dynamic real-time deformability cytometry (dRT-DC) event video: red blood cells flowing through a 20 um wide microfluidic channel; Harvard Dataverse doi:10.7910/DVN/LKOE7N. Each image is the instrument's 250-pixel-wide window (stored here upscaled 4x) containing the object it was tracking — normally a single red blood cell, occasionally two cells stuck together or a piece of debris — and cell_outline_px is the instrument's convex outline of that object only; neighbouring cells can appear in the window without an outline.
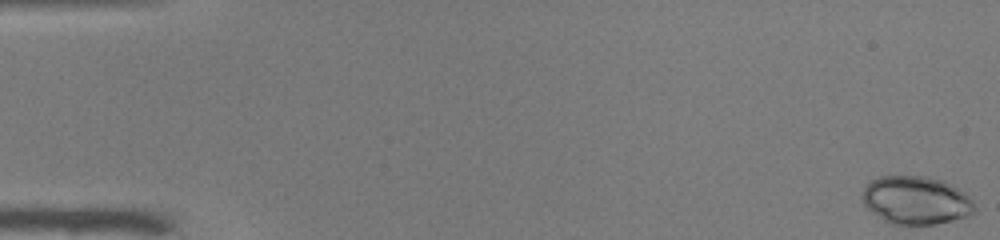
{"species": "common noctule bat (a hibernating species)", "species_latin": "Nyctalus noctula", "temperature_condition": "warm", "stored_images_in_passage": 52, "camera_frame_rate_fps": 3000, "um_per_image_px": 0.085, "animal": {"sex": "male", "body_mass_g": 19.0, "forearm_length_mm": 50.8}, "frame": {"image": 1, "passage_image": 1, "time_ms": 0.0, "image_size_px": [1000, 240], "cell_outline_px": [[976, 212], [968, 216], [936, 224], [888, 224], [872, 212], [864, 204], [860, 196], [864, 188], [872, 180], [880, 176], [920, 176], [944, 180], [964, 192], [972, 200], [976, 208]], "centroid_in_image_um": [77.86, 17.03], "position_along_channel_um": 7.1, "area_um2": 31.62}}
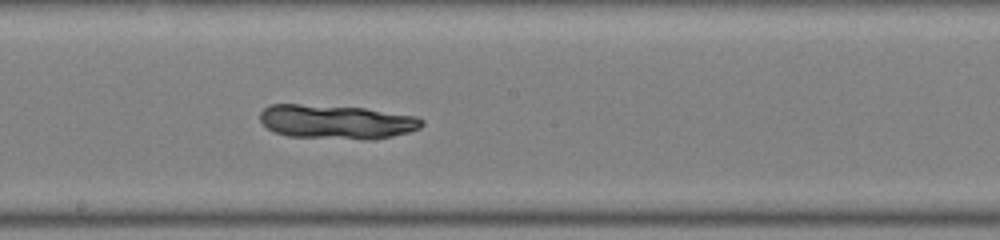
{"frame": {"image": 2, "passage_image": 29, "time_ms": 9.333, "image_size_px": [1000, 240], "cell_outline_px": [[424, 124], [420, 128], [408, 132], [392, 136], [368, 140], [364, 140], [288, 136], [272, 132], [260, 120], [260, 112], [268, 104], [300, 104], [364, 108], [416, 116], [424, 120]], "centroid_in_image_um": [28.58, 10.36], "position_along_channel_um": 219.6, "area_um2": 32.37}}
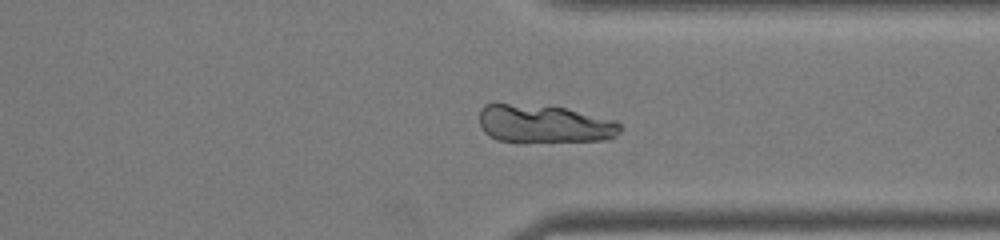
{"frame": {"image": 3, "passage_image": 40, "time_ms": 13.0, "image_size_px": [1000, 240], "cell_outline_px": [[624, 128], [612, 140], [524, 144], [520, 144], [496, 140], [488, 136], [480, 128], [480, 108], [484, 104], [508, 104], [564, 108], [616, 120]], "centroid_in_image_um": [46.28, 10.6], "position_along_channel_um": 365.1, "area_um2": 32.31}}